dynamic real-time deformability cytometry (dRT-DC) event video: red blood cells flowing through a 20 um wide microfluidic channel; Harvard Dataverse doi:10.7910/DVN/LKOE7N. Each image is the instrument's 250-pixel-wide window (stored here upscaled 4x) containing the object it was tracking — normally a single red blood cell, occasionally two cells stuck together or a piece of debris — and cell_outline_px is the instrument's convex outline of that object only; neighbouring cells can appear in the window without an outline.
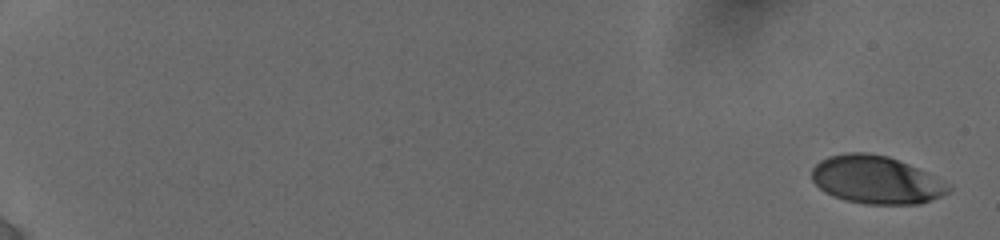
{"species": "human", "species_latin": "Homo sapiens", "temperature_condition": "cold", "stored_images_in_passage": 21, "camera_frame_rate_fps": 3000, "um_per_image_px": 0.085, "donor": {"sex": "female"}, "frame": {"image": 1, "passage_image": 1, "time_ms": 0.0, "image_size_px": [1000, 240], "cell_outline_px": [[952, 188], [948, 192], [932, 200], [920, 204], [864, 204], [844, 200], [832, 196], [824, 192], [812, 180], [812, 168], [820, 160], [828, 156], [848, 152], [864, 152], [888, 156], [928, 172], [948, 184]], "centroid_in_image_um": [74.46, 15.29], "position_along_channel_um": 10.5, "area_um2": 38.26}}
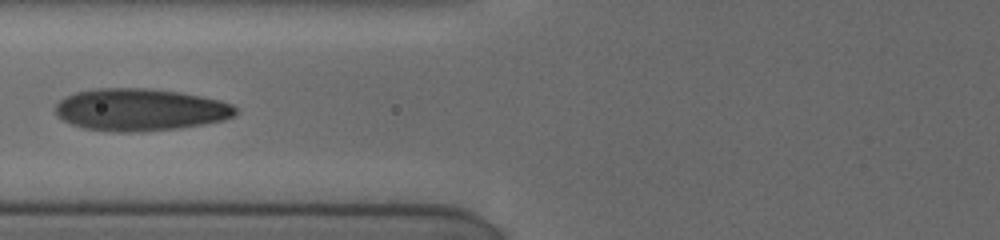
{"frame": {"image": 2, "passage_image": 15, "time_ms": 8.333, "image_size_px": [1000, 240], "cell_outline_px": [[240, 112], [236, 116], [224, 120], [204, 124], [180, 128], [132, 132], [116, 132], [84, 128], [72, 124], [64, 120], [56, 112], [56, 104], [60, 100], [76, 92], [96, 88], [148, 88], [180, 92], [220, 100], [232, 104]], "centroid_in_image_um": [11.97, 9.32], "position_along_channel_um": 113.8, "area_um2": 44.33}}
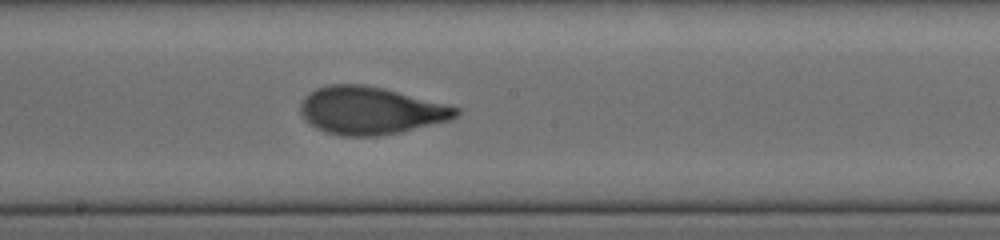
{"frame": {"image": 3, "passage_image": 21, "time_ms": 11.0, "image_size_px": [1000, 240], "cell_outline_px": [[460, 112], [456, 116], [448, 120], [400, 132], [376, 136], [340, 136], [324, 132], [316, 128], [304, 120], [300, 112], [300, 104], [304, 96], [316, 88], [328, 84], [364, 84], [384, 88], [460, 108]], "centroid_in_image_um": [31.43, 9.39], "position_along_channel_um": 216.8, "area_um2": 43.12}}